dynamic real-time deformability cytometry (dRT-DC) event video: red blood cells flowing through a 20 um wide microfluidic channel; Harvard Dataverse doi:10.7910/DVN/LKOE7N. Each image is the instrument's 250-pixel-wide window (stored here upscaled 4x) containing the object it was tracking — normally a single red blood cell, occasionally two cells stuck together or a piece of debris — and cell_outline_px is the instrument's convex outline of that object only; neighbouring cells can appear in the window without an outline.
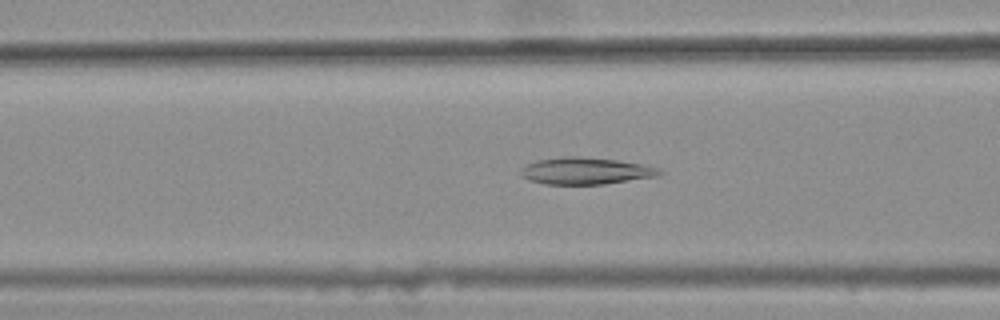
{"species": "common noctule bat (a hibernating species)", "species_latin": "Nyctalus noctula", "temperature_condition": "warm", "stored_images_in_passage": 34, "camera_frame_rate_fps": 3000, "um_per_image_px": 0.085, "animal": {"sex": "female", "body_mass_g": 25.1}, "frame": {"image": 1, "passage_image": 8, "time_ms": 2.333, "image_size_px": [1000, 320], "cell_outline_px": [[664, 172], [656, 176], [604, 184], [544, 184], [528, 180], [520, 176], [520, 168], [528, 164], [540, 160], [564, 156], [576, 156], [616, 160], [640, 164], [656, 168]], "centroid_in_image_um": [49.72, 14.53], "position_along_channel_um": 116.9, "area_um2": 21.44}}
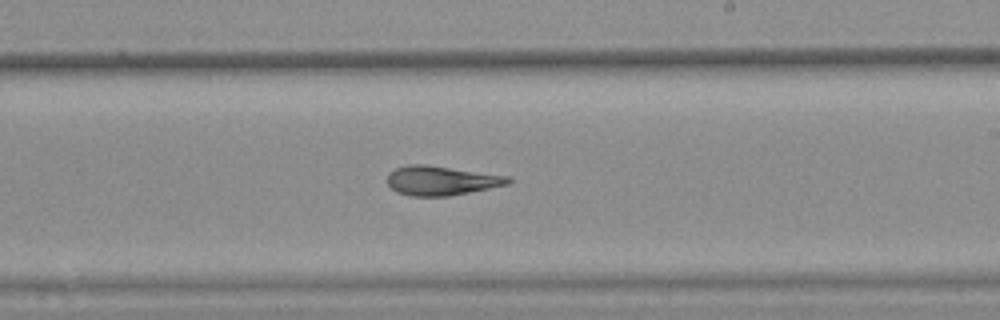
{"frame": {"image": 2, "passage_image": 19, "time_ms": 6.0, "image_size_px": [1000, 320], "cell_outline_px": [[512, 180], [508, 184], [448, 196], [412, 196], [396, 192], [388, 184], [388, 172], [396, 168], [408, 164], [424, 164], [512, 176]], "centroid_in_image_um": [37.51, 15.34], "position_along_channel_um": 251.5, "area_um2": 20.63}}
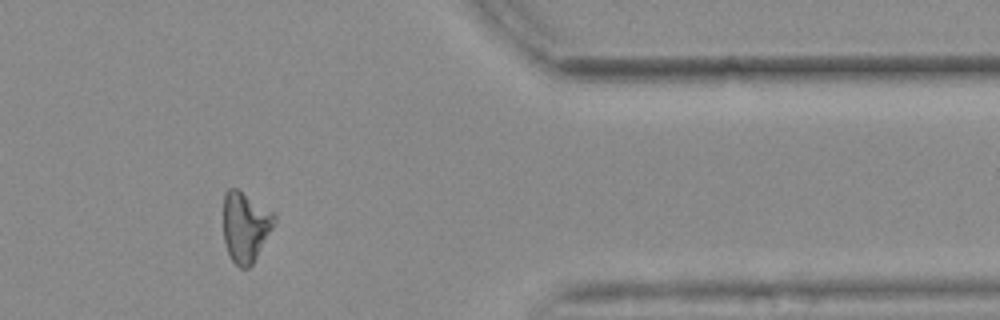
{"frame": {"image": 3, "passage_image": 32, "time_ms": 10.333, "image_size_px": [1000, 320], "cell_outline_px": [[276, 220], [272, 228], [252, 264], [248, 268], [240, 268], [232, 260], [228, 252], [224, 240], [224, 192], [228, 188], [236, 188], [276, 212]], "centroid_in_image_um": [20.87, 19.24], "position_along_channel_um": 390.5, "area_um2": 20.81}, "authors_computed_cell_mechanics": {"area_um2": 20.8658, "velocity_mm_per_s": 3.68, "shape_relaxation_time_tau1_ms": null, "shape_relaxation_time_tau2_ms": 5.0112, "deformation_change_tau1": null, "deformation_change_tau2": 0.1311}}